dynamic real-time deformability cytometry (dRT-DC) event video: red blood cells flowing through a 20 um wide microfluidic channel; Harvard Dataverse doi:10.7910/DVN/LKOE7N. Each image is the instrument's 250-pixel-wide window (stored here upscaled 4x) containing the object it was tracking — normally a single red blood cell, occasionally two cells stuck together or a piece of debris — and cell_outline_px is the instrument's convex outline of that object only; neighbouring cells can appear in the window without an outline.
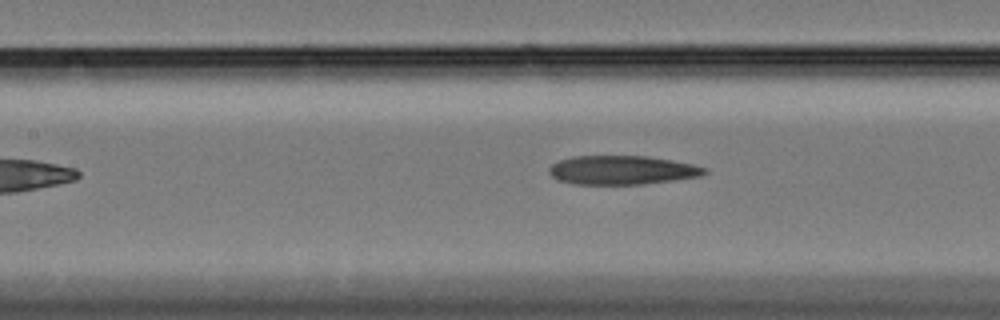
{"species": "Egyptian fruit bat (a non-hibernating species)", "species_latin": "Rousettus aegyptiacus", "temperature_condition": "cold", "stored_images_in_passage": 46, "camera_frame_rate_fps": 3000, "um_per_image_px": 0.085, "animal": {"sex": "female"}, "frame": {"image": 1, "passage_image": 13, "time_ms": 4.0, "image_size_px": [1000, 320], "cell_outline_px": [[708, 172], [700, 176], [644, 184], [572, 184], [560, 180], [552, 176], [548, 172], [548, 168], [552, 164], [560, 160], [572, 156], [648, 156], [672, 160], [692, 164], [708, 168]], "centroid_in_image_um": [52.87, 14.45], "position_along_channel_um": 154.5, "area_um2": 26.18}}
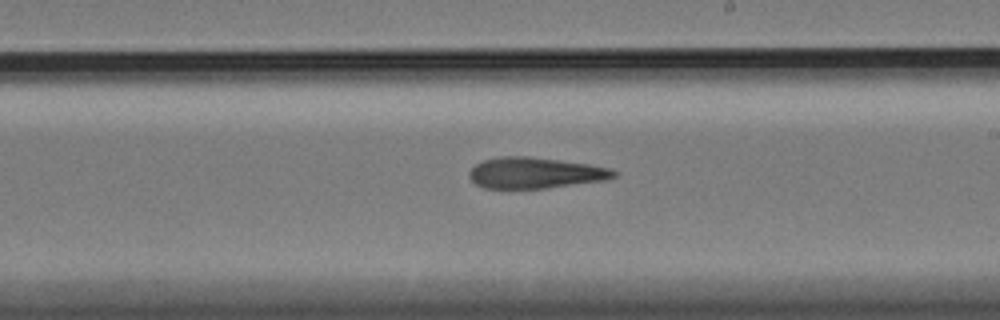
{"frame": {"image": 2, "passage_image": 21, "time_ms": 6.667, "image_size_px": [1000, 320], "cell_outline_px": [[616, 176], [608, 180], [548, 188], [484, 188], [476, 184], [468, 176], [468, 172], [476, 164], [484, 160], [500, 156], [528, 156], [588, 164], [608, 168], [616, 172]], "centroid_in_image_um": [45.48, 14.7], "position_along_channel_um": 243.5, "area_um2": 26.07}}
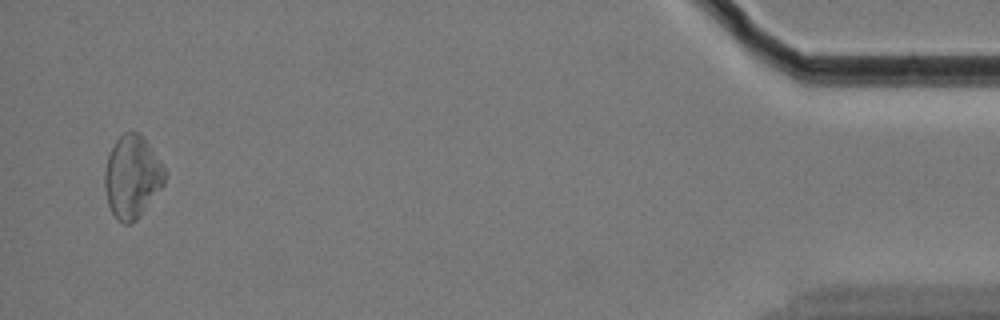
{"frame": {"image": 3, "passage_image": 44, "time_ms": 14.333, "image_size_px": [1000, 320], "cell_outline_px": [[168, 176], [164, 184], [136, 220], [128, 224], [124, 224], [116, 220], [108, 204], [104, 188], [104, 172], [108, 156], [116, 140], [124, 132], [140, 132], [144, 136], [168, 172]], "centroid_in_image_um": [11.24, 15.01], "position_along_channel_um": 424.0, "area_um2": 29.13}, "authors_computed_cell_mechanics": {"area_um2": 27.2238, "velocity_mm_per_s": 3.3533, "shape_relaxation_time_tau1_ms": null, "shape_relaxation_time_tau2_ms": 8.4544, "deformation_change_tau1": null, "deformation_change_tau2": 0.2076}}